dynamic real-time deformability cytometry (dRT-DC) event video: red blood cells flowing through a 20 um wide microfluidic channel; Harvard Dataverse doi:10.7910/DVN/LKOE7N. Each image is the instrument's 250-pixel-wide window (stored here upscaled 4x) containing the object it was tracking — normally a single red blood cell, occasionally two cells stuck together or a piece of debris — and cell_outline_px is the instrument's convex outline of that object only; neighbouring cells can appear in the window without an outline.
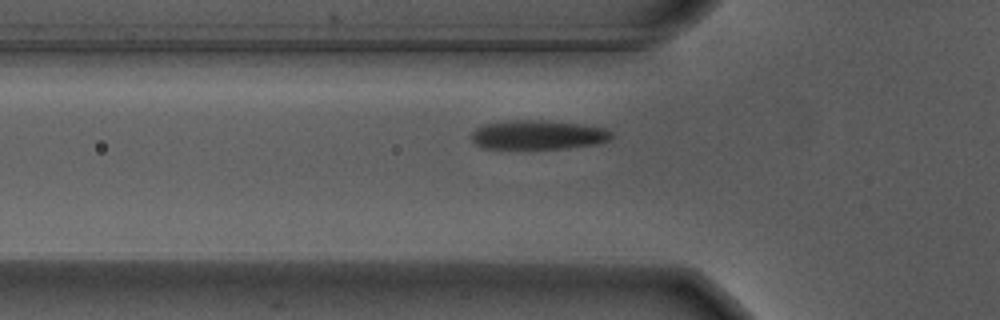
{"species": "Egyptian fruit bat (a non-hibernating species)", "species_latin": "Rousettus aegyptiacus", "temperature_condition": "warm", "stored_images_in_passage": 40, "camera_frame_rate_fps": 3000, "um_per_image_px": 0.085, "animal": {"sex": "male"}, "frame": {"image": 1, "passage_image": 5, "time_ms": 1.333, "image_size_px": [1000, 320], "cell_outline_px": [[612, 136], [608, 140], [592, 144], [564, 148], [484, 148], [476, 144], [472, 140], [472, 132], [476, 128], [484, 124], [508, 120], [544, 120], [580, 124], [604, 128], [612, 132]], "centroid_in_image_um": [45.69, 11.44], "position_along_channel_um": 80.1, "area_um2": 23.52}}
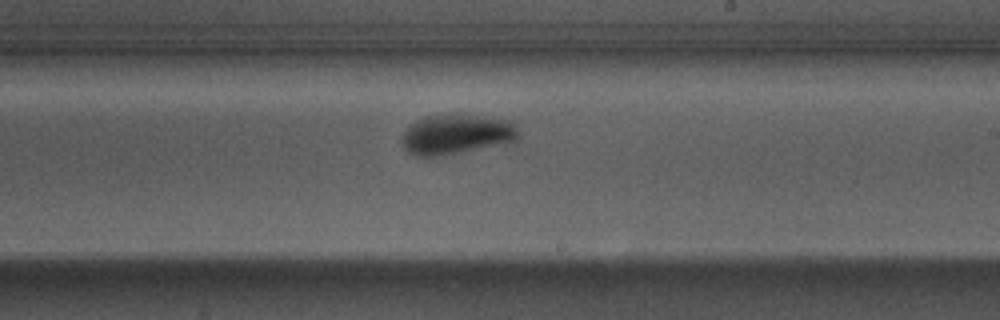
{"frame": {"image": 2, "passage_image": 19, "time_ms": 6.0, "image_size_px": [1000, 320], "cell_outline_px": [[520, 136], [516, 140], [460, 152], [440, 156], [416, 156], [408, 152], [404, 148], [400, 140], [408, 124], [424, 116], [444, 112], [460, 112], [512, 120], [516, 124], [520, 132]], "centroid_in_image_um": [38.77, 11.35], "position_along_channel_um": 250.2, "area_um2": 28.03}}
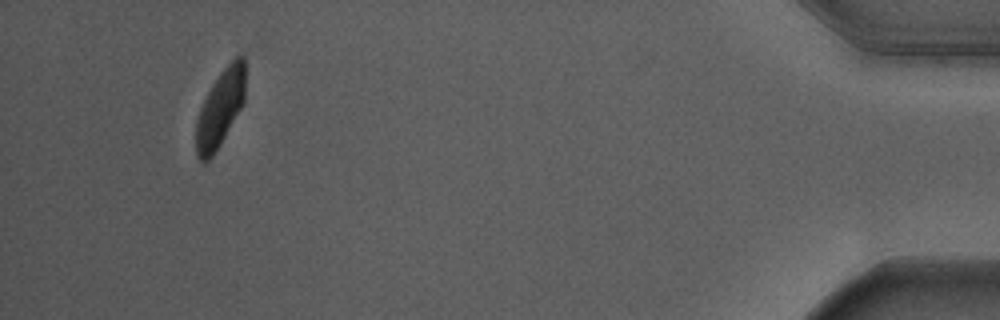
{"frame": {"image": 3, "passage_image": 39, "time_ms": 12.667, "image_size_px": [1000, 320], "cell_outline_px": [[244, 104], [220, 144], [212, 156], [204, 164], [196, 156], [196, 120], [200, 108], [212, 84], [224, 68], [240, 52], [244, 56]], "centroid_in_image_um": [18.71, 9.22], "position_along_channel_um": 416.5, "area_um2": 21.96}}